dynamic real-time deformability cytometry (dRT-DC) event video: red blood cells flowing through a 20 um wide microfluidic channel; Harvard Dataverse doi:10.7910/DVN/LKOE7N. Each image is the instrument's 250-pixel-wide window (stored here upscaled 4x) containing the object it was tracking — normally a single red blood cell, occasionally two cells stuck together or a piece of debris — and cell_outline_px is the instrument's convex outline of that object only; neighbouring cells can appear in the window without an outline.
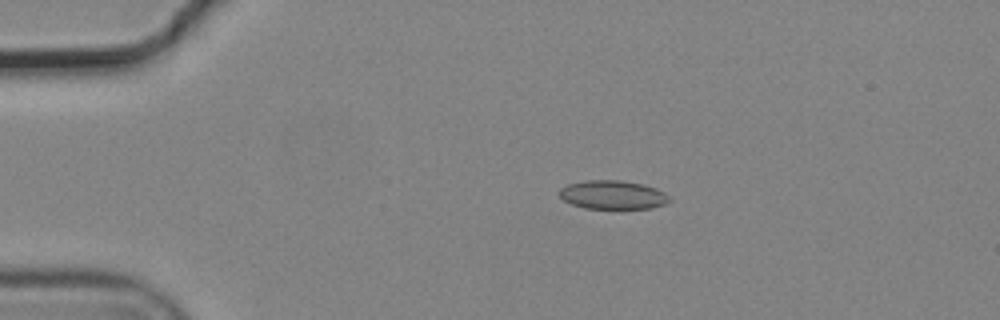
{"species": "common noctule bat (a hibernating species)", "species_latin": "Nyctalus noctula", "temperature_condition": "cold", "stored_images_in_passage": 9, "camera_frame_rate_fps": 3000, "um_per_image_px": 0.085, "animal": {"sex": "male", "body_mass_g": 19.2, "forearm_length_mm": 51.8}, "frame": {"image": 1, "passage_image": 3, "time_ms": 0.667, "image_size_px": [1000, 320], "cell_outline_px": [[672, 200], [664, 204], [652, 208], [584, 208], [572, 204], [564, 200], [560, 196], [560, 188], [568, 184], [584, 180], [620, 180], [644, 184], [656, 188], [664, 192]], "centroid_in_image_um": [52.09, 16.55], "position_along_channel_um": 32.9, "area_um2": 18.38}}
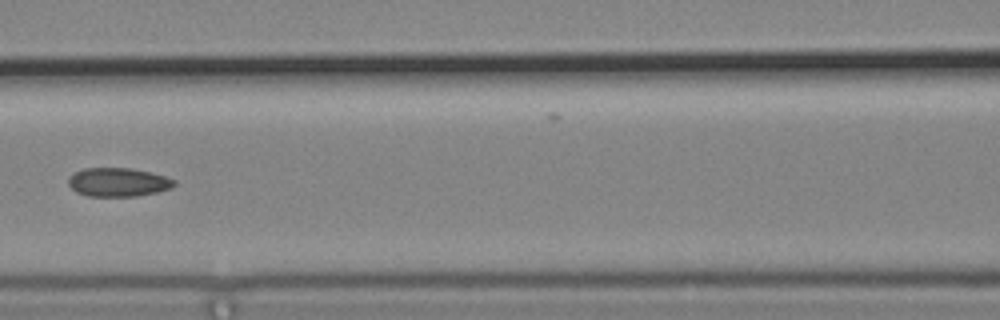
{"frame": {"image": 2, "passage_image": 7, "time_ms": 2.0, "image_size_px": [1000, 320], "cell_outline_px": [[176, 184], [172, 188], [156, 192], [136, 196], [88, 196], [76, 192], [68, 184], [68, 176], [84, 168], [132, 168], [164, 176], [176, 180]], "centroid_in_image_um": [10.03, 15.48], "position_along_channel_um": 156.6, "area_um2": 17.69}}
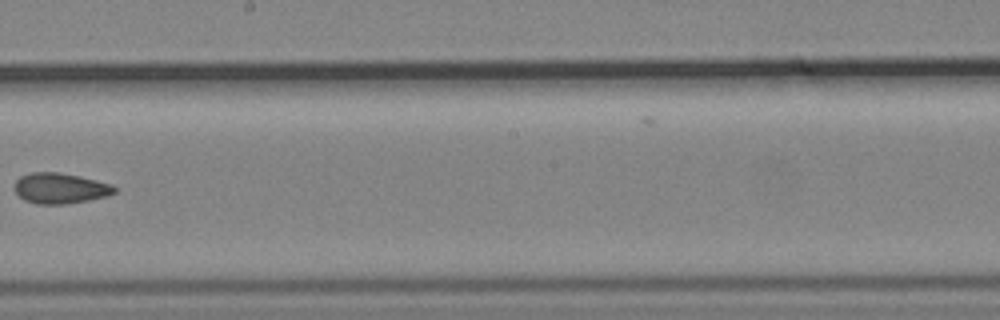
{"frame": {"image": 3, "passage_image": 9, "time_ms": 2.667, "image_size_px": [1000, 320], "cell_outline_px": [[116, 192], [108, 196], [88, 200], [64, 204], [36, 204], [24, 200], [12, 188], [16, 180], [20, 176], [32, 172], [60, 172], [80, 176], [112, 184], [116, 188]], "centroid_in_image_um": [5.1, 16.0], "position_along_channel_um": 243.1, "area_um2": 17.98}}